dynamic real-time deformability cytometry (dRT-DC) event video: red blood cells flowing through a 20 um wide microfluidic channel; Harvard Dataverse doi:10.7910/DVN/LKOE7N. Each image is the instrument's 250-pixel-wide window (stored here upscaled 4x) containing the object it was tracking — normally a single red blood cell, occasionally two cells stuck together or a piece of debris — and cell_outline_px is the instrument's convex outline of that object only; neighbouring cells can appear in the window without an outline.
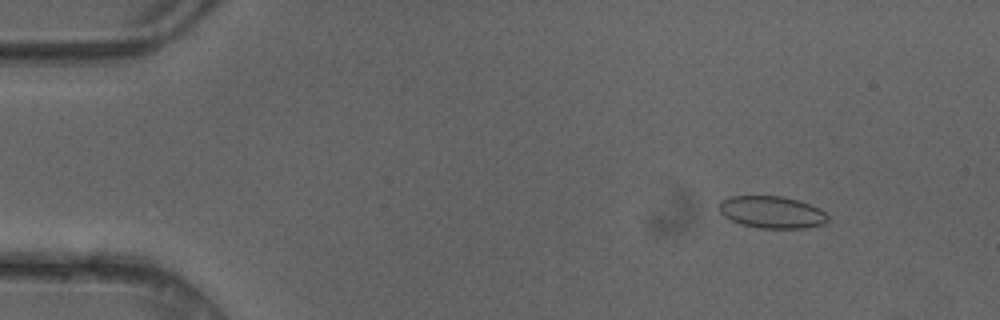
{"species": "common noctule bat (a hibernating species)", "species_latin": "Nyctalus noctula", "temperature_condition": "cold", "stored_images_in_passage": 50, "camera_frame_rate_fps": 3000, "um_per_image_px": 0.085, "animal": {"sex": "female"}, "frame": {"image": 1, "passage_image": 6, "time_ms": 1.667, "image_size_px": [1000, 320], "cell_outline_px": [[828, 220], [824, 224], [804, 228], [760, 228], [740, 224], [724, 216], [720, 212], [720, 204], [724, 200], [732, 196], [784, 196], [800, 200], [820, 208], [828, 216]], "centroid_in_image_um": [65.65, 18.03], "position_along_channel_um": 19.3, "area_um2": 20.29}}
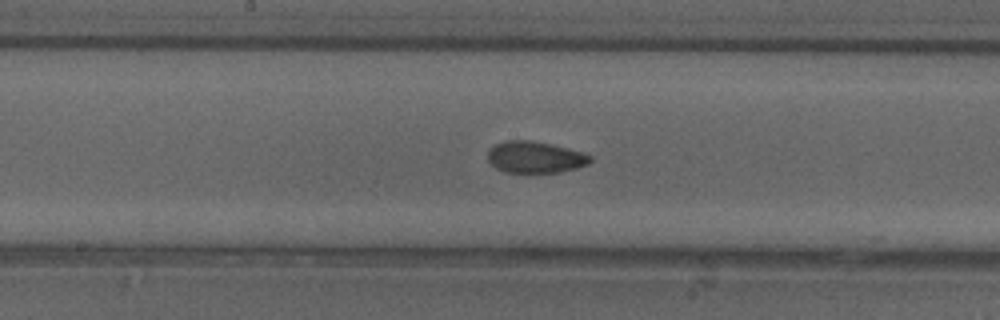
{"frame": {"image": 2, "passage_image": 26, "time_ms": 8.333, "image_size_px": [1000, 320], "cell_outline_px": [[592, 160], [588, 164], [576, 168], [560, 172], [508, 172], [496, 168], [488, 160], [488, 152], [496, 144], [508, 140], [528, 140], [568, 148], [592, 156]], "centroid_in_image_um": [45.5, 13.36], "position_along_channel_um": 202.7, "area_um2": 18.5}}
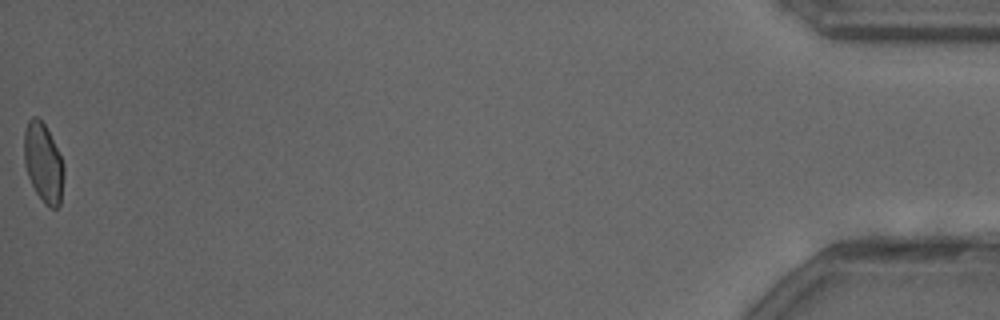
{"frame": {"image": 3, "passage_image": 50, "time_ms": 16.333, "image_size_px": [1000, 320], "cell_outline_px": [[64, 176], [60, 204], [56, 208], [52, 208], [44, 204], [36, 192], [28, 176], [24, 164], [24, 132], [28, 120], [32, 116], [36, 116], [44, 124], [64, 164]], "centroid_in_image_um": [3.67, 13.86], "position_along_channel_um": 431.5, "area_um2": 18.21}, "authors_computed_cell_mechanics": {"area_um2": 19.0451, "velocity_mm_per_s": 4.1537, "shape_relaxation_time_tau1_ms": null, "shape_relaxation_time_tau2_ms": 1.6348, "deformation_change_tau1": null, "deformation_change_tau2": 0.0511}}